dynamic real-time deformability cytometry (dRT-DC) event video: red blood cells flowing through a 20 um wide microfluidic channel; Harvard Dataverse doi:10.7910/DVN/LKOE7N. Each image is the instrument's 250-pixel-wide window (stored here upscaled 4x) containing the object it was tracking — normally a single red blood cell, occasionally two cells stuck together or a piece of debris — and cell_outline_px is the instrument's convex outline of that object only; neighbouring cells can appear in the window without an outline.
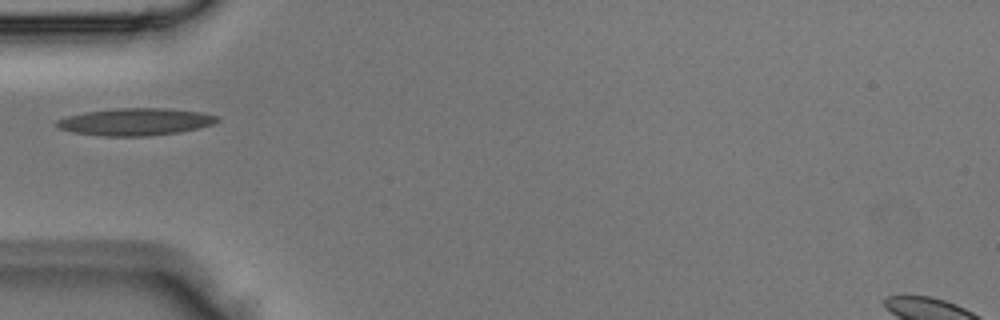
{"species": "Egyptian fruit bat (a non-hibernating species)", "species_latin": "Rousettus aegyptiacus", "temperature_condition": "room temperature", "stored_images_in_passage": 3, "camera_frame_rate_fps": 3000, "um_per_image_px": 0.085, "animal": {"sex": "male"}, "frame": {"image": 1, "passage_image": 3, "time_ms": 0.667, "image_size_px": [1000, 320], "cell_outline_px": [[220, 120], [212, 124], [180, 132], [148, 136], [100, 136], [72, 132], [60, 128], [56, 124], [56, 120], [68, 116], [84, 112], [116, 108], [168, 108], [200, 112], [216, 116]], "centroid_in_image_um": [11.49, 10.35], "position_along_channel_um": 73.5, "area_um2": 25.37}}